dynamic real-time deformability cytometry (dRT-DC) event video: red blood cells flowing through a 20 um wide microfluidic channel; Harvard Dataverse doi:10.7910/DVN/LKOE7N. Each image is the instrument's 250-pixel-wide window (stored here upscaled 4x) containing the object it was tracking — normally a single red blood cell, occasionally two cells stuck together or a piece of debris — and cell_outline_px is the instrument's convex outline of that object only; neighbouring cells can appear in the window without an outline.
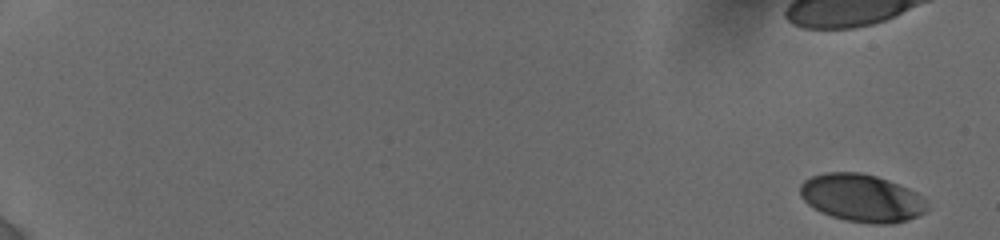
{"species": "human", "species_latin": "Homo sapiens", "temperature_condition": "cold", "stored_images_in_passage": 14, "camera_frame_rate_fps": 3000, "um_per_image_px": 0.085, "donor": {"sex": "female"}, "frame": {"image": 1, "passage_image": 1, "time_ms": 0.0, "image_size_px": [1000, 240], "cell_outline_px": [[928, 208], [924, 212], [916, 216], [892, 224], [876, 224], [848, 220], [832, 216], [820, 212], [808, 204], [800, 196], [800, 184], [804, 180], [812, 176], [824, 172], [860, 172], [876, 176], [888, 180], [908, 188], [916, 192], [924, 200]], "centroid_in_image_um": [73.21, 16.81], "position_along_channel_um": 11.8, "area_um2": 35.03}}